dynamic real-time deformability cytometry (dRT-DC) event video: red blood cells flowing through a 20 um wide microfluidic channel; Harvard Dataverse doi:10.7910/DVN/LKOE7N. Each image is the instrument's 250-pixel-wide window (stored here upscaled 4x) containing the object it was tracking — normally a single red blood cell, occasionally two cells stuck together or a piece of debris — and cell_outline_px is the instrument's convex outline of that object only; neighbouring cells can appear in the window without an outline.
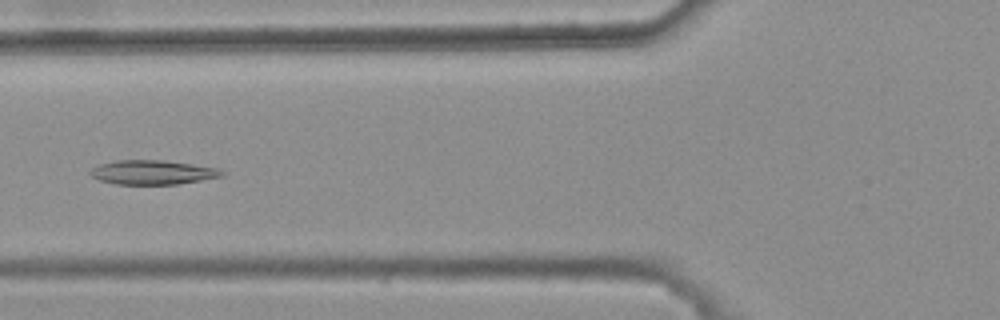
{"species": "common noctule bat (a hibernating species)", "species_latin": "Nyctalus noctula", "temperature_condition": "warm", "stored_images_in_passage": 7, "camera_frame_rate_fps": 3000, "um_per_image_px": 0.085, "animal": {"sex": "female", "body_mass_g": 25.1}, "frame": {"image": 1, "passage_image": 4, "time_ms": 1.0, "image_size_px": [1000, 320], "cell_outline_px": [[224, 176], [176, 184], [116, 184], [100, 180], [92, 176], [88, 172], [92, 168], [100, 164], [116, 160], [164, 160], [192, 164], [216, 168], [224, 172]], "centroid_in_image_um": [12.95, 14.64], "position_along_channel_um": 112.9, "area_um2": 18.44}}
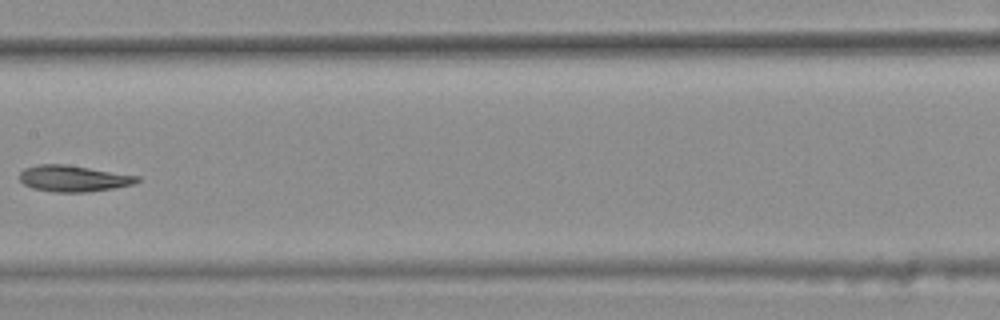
{"frame": {"image": 2, "passage_image": 6, "time_ms": 1.667, "image_size_px": [1000, 320], "cell_outline_px": [[140, 180], [132, 184], [112, 188], [88, 192], [56, 192], [32, 188], [24, 184], [20, 180], [20, 172], [24, 168], [36, 164], [64, 164], [140, 176]], "centroid_in_image_um": [6.21, 15.16], "position_along_channel_um": 201.2, "area_um2": 17.86}}
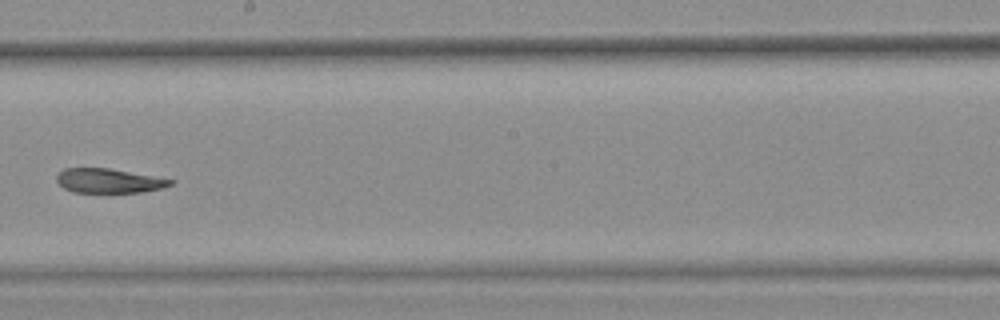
{"frame": {"image": 3, "passage_image": 7, "time_ms": 2.0, "image_size_px": [1000, 320], "cell_outline_px": [[176, 180], [172, 184], [164, 188], [140, 192], [72, 192], [64, 188], [56, 180], [56, 176], [64, 168], [108, 168]], "centroid_in_image_um": [9.26, 15.36], "position_along_channel_um": 238.9, "area_um2": 16.07}}